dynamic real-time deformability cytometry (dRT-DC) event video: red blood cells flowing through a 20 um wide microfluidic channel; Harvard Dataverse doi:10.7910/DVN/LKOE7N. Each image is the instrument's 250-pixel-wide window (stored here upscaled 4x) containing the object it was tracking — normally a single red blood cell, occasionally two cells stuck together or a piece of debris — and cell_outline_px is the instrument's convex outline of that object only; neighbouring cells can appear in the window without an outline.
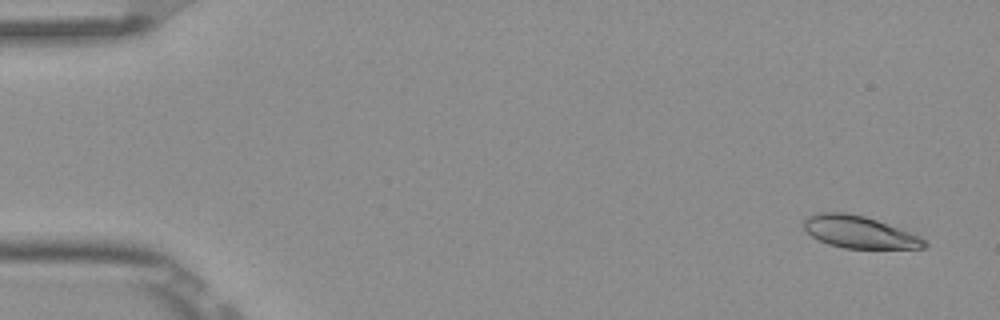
{"species": "Egyptian fruit bat (a non-hibernating species)", "species_latin": "Rousettus aegyptiacus", "temperature_condition": "room temperature", "stored_images_in_passage": 8, "camera_frame_rate_fps": 3000, "um_per_image_px": 0.085, "frame": {"image": 1, "passage_image": 1, "time_ms": 0.0, "image_size_px": [1000, 320], "cell_outline_px": [[928, 244], [924, 248], [844, 248], [828, 244], [812, 236], [804, 228], [804, 220], [808, 216], [820, 212], [844, 212], [864, 216], [876, 220], [920, 236], [928, 240]], "centroid_in_image_um": [73.05, 19.73], "position_along_channel_um": 11.9, "area_um2": 22.37}}
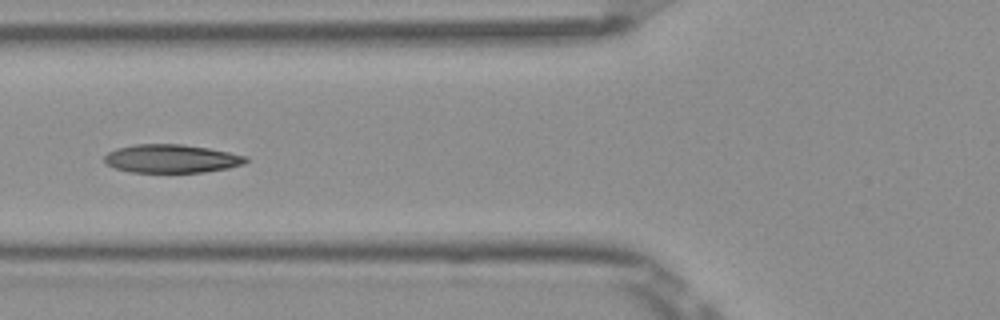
{"frame": {"image": 2, "passage_image": 6, "time_ms": 1.667, "image_size_px": [1000, 320], "cell_outline_px": [[248, 160], [244, 164], [228, 168], [204, 172], [132, 172], [116, 168], [108, 164], [104, 160], [104, 156], [108, 152], [116, 148], [136, 144], [184, 144], [208, 148], [248, 156]], "centroid_in_image_um": [14.59, 13.48], "position_along_channel_um": 111.2, "area_um2": 23.35}}
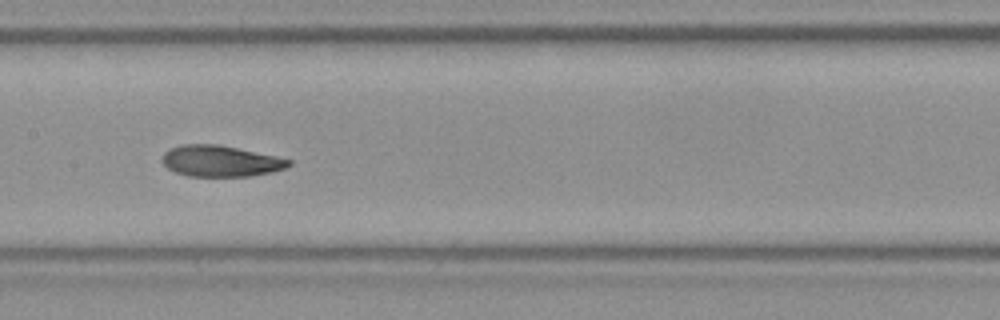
{"frame": {"image": 3, "passage_image": 8, "time_ms": 2.333, "image_size_px": [1000, 320], "cell_outline_px": [[292, 164], [284, 168], [272, 172], [248, 176], [188, 176], [176, 172], [168, 168], [160, 160], [164, 152], [168, 148], [180, 144], [216, 144], [276, 156], [292, 160]], "centroid_in_image_um": [18.7, 13.68], "position_along_channel_um": 188.7, "area_um2": 22.95}}